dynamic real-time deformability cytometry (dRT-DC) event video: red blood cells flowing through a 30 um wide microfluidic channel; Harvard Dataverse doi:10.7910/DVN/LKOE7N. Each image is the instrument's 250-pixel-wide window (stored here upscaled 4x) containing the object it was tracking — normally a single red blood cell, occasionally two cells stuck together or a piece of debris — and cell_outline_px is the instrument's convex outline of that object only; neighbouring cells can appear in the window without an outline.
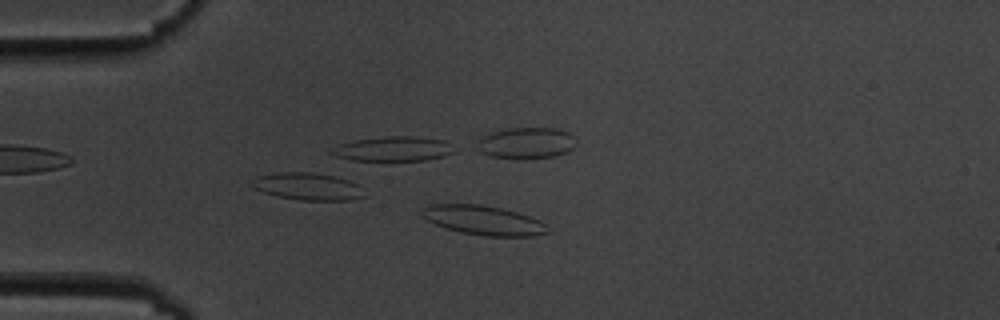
{"species": "common noctule bat (a hibernating species)", "species_latin": "Nyctalus noctula", "temperature_condition": "cold", "stored_images_in_passage": 6, "camera_frame_rate_fps": 3000, "um_per_image_px": 0.085, "animal": {"sex": "male", "body_mass_g": 19.5, "forearm_length_mm": 54.6}, "frame": {"image": 1, "passage_image": 4, "time_ms": 3.667, "image_size_px": [1000, 320], "cell_outline_px": [[552, 232], [536, 236], [484, 236], [460, 232], [444, 228], [420, 216], [420, 212], [428, 204], [480, 204], [500, 208], [516, 212], [540, 220]], "centroid_in_image_um": [41.08, 18.73], "position_along_channel_um": 43.9, "area_um2": 21.62}}